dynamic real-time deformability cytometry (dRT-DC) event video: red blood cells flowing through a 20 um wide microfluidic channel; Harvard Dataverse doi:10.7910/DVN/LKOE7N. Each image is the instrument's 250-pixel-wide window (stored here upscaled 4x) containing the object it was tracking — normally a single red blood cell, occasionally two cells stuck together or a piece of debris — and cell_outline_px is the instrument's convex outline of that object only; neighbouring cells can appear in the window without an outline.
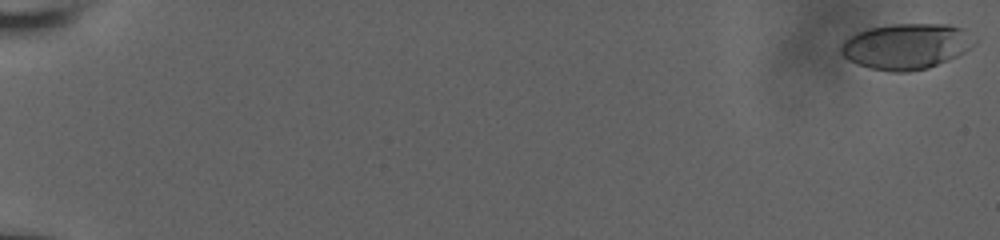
{"species": "human", "species_latin": "Homo sapiens", "temperature_condition": "room temperature", "stored_images_in_passage": 10, "camera_frame_rate_fps": 3000, "um_per_image_px": 0.085, "donor": {"sex": "male"}, "frame": {"image": 1, "passage_image": 1, "time_ms": 0.0, "image_size_px": [1000, 240], "cell_outline_px": [[976, 40], [964, 52], [948, 60], [928, 68], [904, 72], [892, 72], [868, 68], [848, 60], [840, 52], [840, 44], [844, 40], [868, 28], [892, 24], [948, 24], [964, 28]], "centroid_in_image_um": [77.02, 3.93], "position_along_channel_um": 8.0, "area_um2": 35.43}}